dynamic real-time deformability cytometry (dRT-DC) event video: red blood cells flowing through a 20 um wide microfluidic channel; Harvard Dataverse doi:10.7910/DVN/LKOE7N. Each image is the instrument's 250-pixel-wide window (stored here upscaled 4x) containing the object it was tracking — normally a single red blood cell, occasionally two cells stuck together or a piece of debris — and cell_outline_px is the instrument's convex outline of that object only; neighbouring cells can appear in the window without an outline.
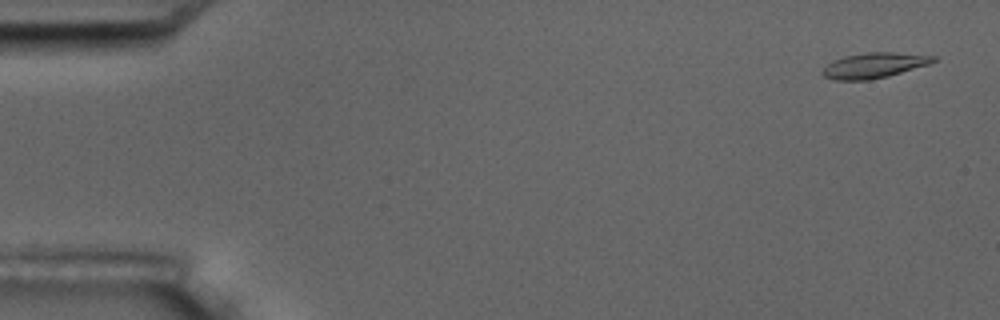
{"species": "common noctule bat (a hibernating species)", "species_latin": "Nyctalus noctula", "temperature_condition": "room temperature", "stored_images_in_passage": 6, "camera_frame_rate_fps": 3000, "um_per_image_px": 0.085, "animal": {"sex": "male", "body_mass_g": 17.5, "forearm_length_mm": 52.3}, "frame": {"image": 1, "passage_image": 1, "time_ms": 0.0, "image_size_px": [1000, 320], "cell_outline_px": [[936, 60], [928, 64], [888, 76], [868, 80], [832, 80], [824, 76], [820, 72], [832, 60], [844, 56], [868, 52], [892, 52], [936, 56]], "centroid_in_image_um": [74.25, 5.56], "position_along_channel_um": 10.8, "area_um2": 16.24}}
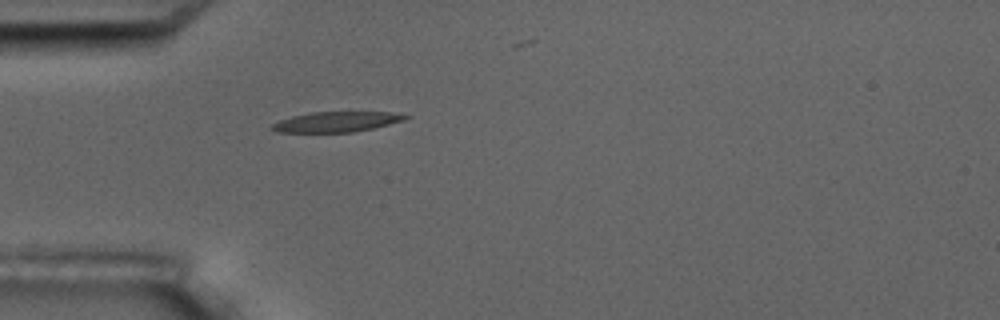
{"frame": {"image": 2, "passage_image": 5, "time_ms": 4.667, "image_size_px": [1000, 320], "cell_outline_px": [[412, 116], [404, 120], [372, 128], [352, 132], [276, 132], [268, 128], [272, 124], [280, 120], [292, 116], [312, 112], [388, 112]], "centroid_in_image_um": [28.55, 10.35], "position_along_channel_um": 56.5, "area_um2": 15.61}}